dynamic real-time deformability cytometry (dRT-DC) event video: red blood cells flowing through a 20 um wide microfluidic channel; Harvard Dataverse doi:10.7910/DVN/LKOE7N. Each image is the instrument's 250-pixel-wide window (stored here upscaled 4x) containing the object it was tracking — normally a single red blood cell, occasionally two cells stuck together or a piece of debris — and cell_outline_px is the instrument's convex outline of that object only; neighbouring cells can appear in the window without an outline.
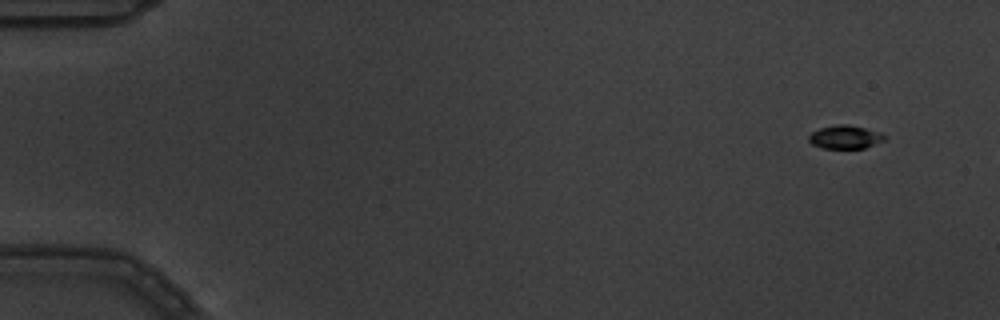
{"species": "common noctule bat (a hibernating species)", "species_latin": "Nyctalus noctula", "temperature_condition": "warm", "stored_images_in_passage": 4, "camera_frame_rate_fps": 3000, "um_per_image_px": 0.085, "animal": {"sex": "male", "body_mass_g": 19.5, "forearm_length_mm": 54.6}, "frame": {"image": 1, "passage_image": 2, "time_ms": 0.333, "image_size_px": [1000, 320], "cell_outline_px": [[884, 140], [864, 148], [824, 148], [812, 144], [808, 140], [808, 136], [812, 132], [820, 128], [836, 124], [848, 124], [880, 132], [884, 136]], "centroid_in_image_um": [71.8, 11.64], "position_along_channel_um": 13.2, "area_um2": 10.17}}